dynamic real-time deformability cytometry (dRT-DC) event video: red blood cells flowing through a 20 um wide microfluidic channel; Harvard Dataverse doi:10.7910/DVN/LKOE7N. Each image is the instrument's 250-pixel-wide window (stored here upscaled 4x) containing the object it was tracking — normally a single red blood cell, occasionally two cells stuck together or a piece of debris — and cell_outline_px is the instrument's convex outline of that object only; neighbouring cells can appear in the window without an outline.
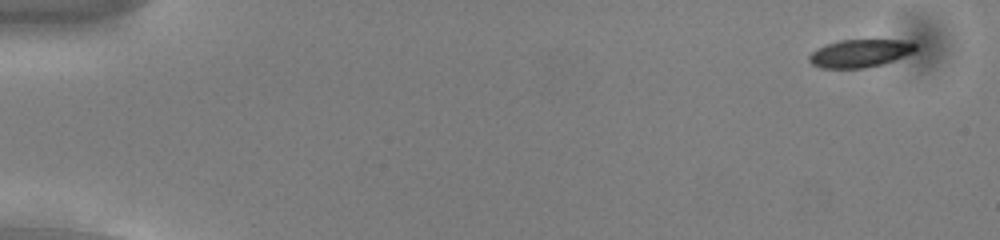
{"species": "common noctule bat (a hibernating species)", "species_latin": "Nyctalus noctula", "temperature_condition": "cold", "stored_images_in_passage": 53, "camera_frame_rate_fps": 3000, "um_per_image_px": 0.085, "animal": {"sex": "male", "body_mass_g": 13.0, "forearm_length_mm": 53.1}, "frame": {"image": 1, "passage_image": 1, "time_ms": 0.0, "image_size_px": [1000, 240], "cell_outline_px": [[916, 48], [912, 52], [884, 64], [864, 68], [820, 68], [812, 64], [808, 60], [808, 56], [816, 48], [840, 40], [912, 40], [916, 44]], "centroid_in_image_um": [73.09, 4.53], "position_along_channel_um": 11.9, "area_um2": 17.28}}
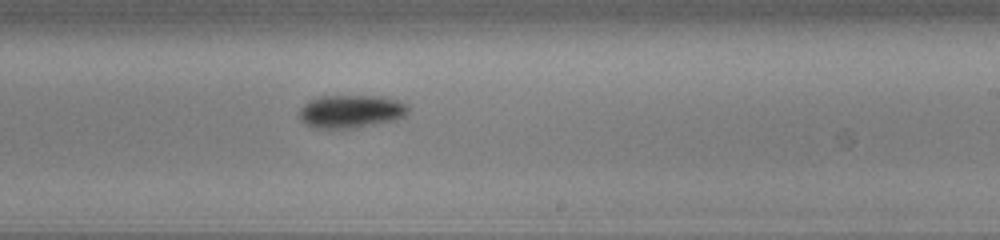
{"frame": {"image": 2, "passage_image": 32, "time_ms": 10.333, "image_size_px": [1000, 240], "cell_outline_px": [[408, 112], [404, 116], [396, 120], [356, 128], [312, 128], [304, 124], [296, 116], [300, 108], [308, 100], [316, 96], [380, 96], [396, 100], [408, 104]], "centroid_in_image_um": [29.77, 9.47], "position_along_channel_um": 259.2, "area_um2": 21.39}}
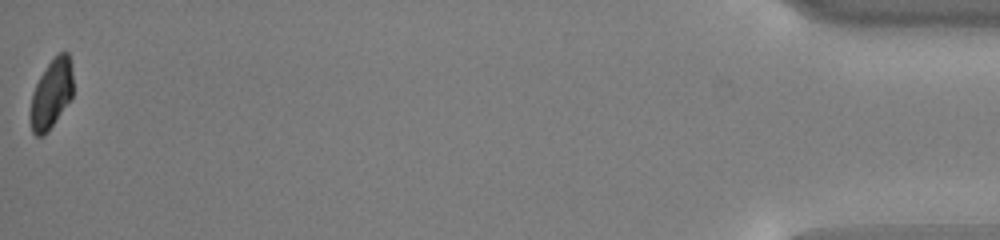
{"frame": {"image": 3, "passage_image": 53, "time_ms": 17.333, "image_size_px": [1000, 240], "cell_outline_px": [[72, 96], [52, 124], [40, 136], [36, 136], [32, 132], [32, 92], [40, 76], [48, 64], [60, 52], [68, 52], [72, 72]], "centroid_in_image_um": [4.38, 7.91], "position_along_channel_um": 430.8, "area_um2": 16.24}, "authors_computed_cell_mechanics": {"area_um2": 19.7676, "velocity_mm_per_s": 3.7831, "shape_relaxation_time_tau1_ms": 1.9674, "shape_relaxation_time_tau2_ms": null, "deformation_change_tau1": 0.0922, "deformation_change_tau2": null}}